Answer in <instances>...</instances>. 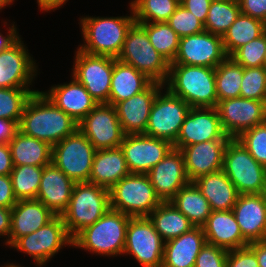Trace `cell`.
<instances>
[{"instance_id":"1","label":"cell","mask_w":266,"mask_h":267,"mask_svg":"<svg viewBox=\"0 0 266 267\" xmlns=\"http://www.w3.org/2000/svg\"><path fill=\"white\" fill-rule=\"evenodd\" d=\"M78 129V122L58 108L42 91L27 101L18 130L23 134L56 145Z\"/></svg>"},{"instance_id":"2","label":"cell","mask_w":266,"mask_h":267,"mask_svg":"<svg viewBox=\"0 0 266 267\" xmlns=\"http://www.w3.org/2000/svg\"><path fill=\"white\" fill-rule=\"evenodd\" d=\"M164 85L190 107L217 106L215 68L170 64L169 75Z\"/></svg>"},{"instance_id":"3","label":"cell","mask_w":266,"mask_h":267,"mask_svg":"<svg viewBox=\"0 0 266 267\" xmlns=\"http://www.w3.org/2000/svg\"><path fill=\"white\" fill-rule=\"evenodd\" d=\"M130 16L120 17H82L80 25L84 45L79 50L90 55L117 58L125 41L126 34L135 22L130 5Z\"/></svg>"},{"instance_id":"4","label":"cell","mask_w":266,"mask_h":267,"mask_svg":"<svg viewBox=\"0 0 266 267\" xmlns=\"http://www.w3.org/2000/svg\"><path fill=\"white\" fill-rule=\"evenodd\" d=\"M130 218L129 215L109 208L100 219L72 239V246L104 256L122 255Z\"/></svg>"},{"instance_id":"5","label":"cell","mask_w":266,"mask_h":267,"mask_svg":"<svg viewBox=\"0 0 266 267\" xmlns=\"http://www.w3.org/2000/svg\"><path fill=\"white\" fill-rule=\"evenodd\" d=\"M110 208L109 190L89 182L75 183L67 209L61 214L73 239L94 224Z\"/></svg>"},{"instance_id":"6","label":"cell","mask_w":266,"mask_h":267,"mask_svg":"<svg viewBox=\"0 0 266 267\" xmlns=\"http://www.w3.org/2000/svg\"><path fill=\"white\" fill-rule=\"evenodd\" d=\"M117 60L133 66L153 82L165 84L170 63L150 43L146 30L137 22L129 28Z\"/></svg>"},{"instance_id":"7","label":"cell","mask_w":266,"mask_h":267,"mask_svg":"<svg viewBox=\"0 0 266 267\" xmlns=\"http://www.w3.org/2000/svg\"><path fill=\"white\" fill-rule=\"evenodd\" d=\"M110 208L130 217H148L163 201L147 174L130 173L109 189Z\"/></svg>"},{"instance_id":"8","label":"cell","mask_w":266,"mask_h":267,"mask_svg":"<svg viewBox=\"0 0 266 267\" xmlns=\"http://www.w3.org/2000/svg\"><path fill=\"white\" fill-rule=\"evenodd\" d=\"M222 170L239 194L261 193L266 167L259 164L236 138H231L225 147Z\"/></svg>"},{"instance_id":"9","label":"cell","mask_w":266,"mask_h":267,"mask_svg":"<svg viewBox=\"0 0 266 267\" xmlns=\"http://www.w3.org/2000/svg\"><path fill=\"white\" fill-rule=\"evenodd\" d=\"M95 147L77 129L52 147L51 162L75 183L89 182Z\"/></svg>"},{"instance_id":"10","label":"cell","mask_w":266,"mask_h":267,"mask_svg":"<svg viewBox=\"0 0 266 267\" xmlns=\"http://www.w3.org/2000/svg\"><path fill=\"white\" fill-rule=\"evenodd\" d=\"M66 245L72 246L73 240L62 216L56 215L35 232L18 238L10 247L30 255L37 266H43Z\"/></svg>"},{"instance_id":"11","label":"cell","mask_w":266,"mask_h":267,"mask_svg":"<svg viewBox=\"0 0 266 267\" xmlns=\"http://www.w3.org/2000/svg\"><path fill=\"white\" fill-rule=\"evenodd\" d=\"M165 90V93L160 90L154 99L144 134L173 144L191 107L167 88Z\"/></svg>"},{"instance_id":"12","label":"cell","mask_w":266,"mask_h":267,"mask_svg":"<svg viewBox=\"0 0 266 267\" xmlns=\"http://www.w3.org/2000/svg\"><path fill=\"white\" fill-rule=\"evenodd\" d=\"M164 244L148 217L130 218L123 255H133L142 267H162Z\"/></svg>"},{"instance_id":"13","label":"cell","mask_w":266,"mask_h":267,"mask_svg":"<svg viewBox=\"0 0 266 267\" xmlns=\"http://www.w3.org/2000/svg\"><path fill=\"white\" fill-rule=\"evenodd\" d=\"M73 65V76L92 98L99 103H108L114 58L90 55L77 49Z\"/></svg>"},{"instance_id":"14","label":"cell","mask_w":266,"mask_h":267,"mask_svg":"<svg viewBox=\"0 0 266 267\" xmlns=\"http://www.w3.org/2000/svg\"><path fill=\"white\" fill-rule=\"evenodd\" d=\"M78 129L96 150L118 148L125 136L115 106L108 103L97 104L78 123Z\"/></svg>"},{"instance_id":"15","label":"cell","mask_w":266,"mask_h":267,"mask_svg":"<svg viewBox=\"0 0 266 267\" xmlns=\"http://www.w3.org/2000/svg\"><path fill=\"white\" fill-rule=\"evenodd\" d=\"M216 109L221 126L230 138H237L244 131L266 122V101L230 98L218 101Z\"/></svg>"},{"instance_id":"16","label":"cell","mask_w":266,"mask_h":267,"mask_svg":"<svg viewBox=\"0 0 266 267\" xmlns=\"http://www.w3.org/2000/svg\"><path fill=\"white\" fill-rule=\"evenodd\" d=\"M227 57L222 36L204 31L180 38L177 54L171 64L216 68Z\"/></svg>"},{"instance_id":"17","label":"cell","mask_w":266,"mask_h":267,"mask_svg":"<svg viewBox=\"0 0 266 267\" xmlns=\"http://www.w3.org/2000/svg\"><path fill=\"white\" fill-rule=\"evenodd\" d=\"M230 139L221 126L216 107H191L173 148L181 150L192 144Z\"/></svg>"},{"instance_id":"18","label":"cell","mask_w":266,"mask_h":267,"mask_svg":"<svg viewBox=\"0 0 266 267\" xmlns=\"http://www.w3.org/2000/svg\"><path fill=\"white\" fill-rule=\"evenodd\" d=\"M120 148L131 173L147 174L170 152L173 144L145 134H128L124 136Z\"/></svg>"},{"instance_id":"19","label":"cell","mask_w":266,"mask_h":267,"mask_svg":"<svg viewBox=\"0 0 266 267\" xmlns=\"http://www.w3.org/2000/svg\"><path fill=\"white\" fill-rule=\"evenodd\" d=\"M147 175L162 201H170L182 187L191 182L186 173L184 155L176 148H172Z\"/></svg>"},{"instance_id":"20","label":"cell","mask_w":266,"mask_h":267,"mask_svg":"<svg viewBox=\"0 0 266 267\" xmlns=\"http://www.w3.org/2000/svg\"><path fill=\"white\" fill-rule=\"evenodd\" d=\"M21 38L0 53V88H29L37 66Z\"/></svg>"},{"instance_id":"21","label":"cell","mask_w":266,"mask_h":267,"mask_svg":"<svg viewBox=\"0 0 266 267\" xmlns=\"http://www.w3.org/2000/svg\"><path fill=\"white\" fill-rule=\"evenodd\" d=\"M164 87L161 83L152 82L144 91L115 105L125 135L145 133L154 99Z\"/></svg>"},{"instance_id":"22","label":"cell","mask_w":266,"mask_h":267,"mask_svg":"<svg viewBox=\"0 0 266 267\" xmlns=\"http://www.w3.org/2000/svg\"><path fill=\"white\" fill-rule=\"evenodd\" d=\"M229 140H211L185 146V169L191 182L198 177L218 172L223 167L224 150Z\"/></svg>"},{"instance_id":"23","label":"cell","mask_w":266,"mask_h":267,"mask_svg":"<svg viewBox=\"0 0 266 267\" xmlns=\"http://www.w3.org/2000/svg\"><path fill=\"white\" fill-rule=\"evenodd\" d=\"M232 211L249 243L266 240V202L260 194H239Z\"/></svg>"},{"instance_id":"24","label":"cell","mask_w":266,"mask_h":267,"mask_svg":"<svg viewBox=\"0 0 266 267\" xmlns=\"http://www.w3.org/2000/svg\"><path fill=\"white\" fill-rule=\"evenodd\" d=\"M75 182L52 162L43 167L37 200L55 215H61L68 207Z\"/></svg>"},{"instance_id":"25","label":"cell","mask_w":266,"mask_h":267,"mask_svg":"<svg viewBox=\"0 0 266 267\" xmlns=\"http://www.w3.org/2000/svg\"><path fill=\"white\" fill-rule=\"evenodd\" d=\"M55 216L37 199L18 200L11 208V231L5 244L11 246L18 238L35 232Z\"/></svg>"},{"instance_id":"26","label":"cell","mask_w":266,"mask_h":267,"mask_svg":"<svg viewBox=\"0 0 266 267\" xmlns=\"http://www.w3.org/2000/svg\"><path fill=\"white\" fill-rule=\"evenodd\" d=\"M206 242L225 250L244 248L249 242L242 236L232 210L212 211L202 226Z\"/></svg>"},{"instance_id":"27","label":"cell","mask_w":266,"mask_h":267,"mask_svg":"<svg viewBox=\"0 0 266 267\" xmlns=\"http://www.w3.org/2000/svg\"><path fill=\"white\" fill-rule=\"evenodd\" d=\"M42 92L78 123L98 104L74 77L67 84L55 85L48 92Z\"/></svg>"},{"instance_id":"28","label":"cell","mask_w":266,"mask_h":267,"mask_svg":"<svg viewBox=\"0 0 266 267\" xmlns=\"http://www.w3.org/2000/svg\"><path fill=\"white\" fill-rule=\"evenodd\" d=\"M206 243L203 227L200 226L165 241L162 267H194L196 257Z\"/></svg>"},{"instance_id":"29","label":"cell","mask_w":266,"mask_h":267,"mask_svg":"<svg viewBox=\"0 0 266 267\" xmlns=\"http://www.w3.org/2000/svg\"><path fill=\"white\" fill-rule=\"evenodd\" d=\"M130 173L123 150L120 147L96 150L89 183L109 190Z\"/></svg>"},{"instance_id":"30","label":"cell","mask_w":266,"mask_h":267,"mask_svg":"<svg viewBox=\"0 0 266 267\" xmlns=\"http://www.w3.org/2000/svg\"><path fill=\"white\" fill-rule=\"evenodd\" d=\"M193 183L208 200L212 211L232 210L239 196L223 170L200 176Z\"/></svg>"},{"instance_id":"31","label":"cell","mask_w":266,"mask_h":267,"mask_svg":"<svg viewBox=\"0 0 266 267\" xmlns=\"http://www.w3.org/2000/svg\"><path fill=\"white\" fill-rule=\"evenodd\" d=\"M152 82L133 66L114 58L108 104L115 106L118 102L144 91Z\"/></svg>"},{"instance_id":"32","label":"cell","mask_w":266,"mask_h":267,"mask_svg":"<svg viewBox=\"0 0 266 267\" xmlns=\"http://www.w3.org/2000/svg\"><path fill=\"white\" fill-rule=\"evenodd\" d=\"M13 166L45 167L51 163L52 146L17 130L8 142Z\"/></svg>"},{"instance_id":"33","label":"cell","mask_w":266,"mask_h":267,"mask_svg":"<svg viewBox=\"0 0 266 267\" xmlns=\"http://www.w3.org/2000/svg\"><path fill=\"white\" fill-rule=\"evenodd\" d=\"M148 218L164 241L179 237L194 227L170 201H163Z\"/></svg>"},{"instance_id":"34","label":"cell","mask_w":266,"mask_h":267,"mask_svg":"<svg viewBox=\"0 0 266 267\" xmlns=\"http://www.w3.org/2000/svg\"><path fill=\"white\" fill-rule=\"evenodd\" d=\"M170 202H172L194 226L202 227L212 212L208 200L193 182L182 187Z\"/></svg>"},{"instance_id":"35","label":"cell","mask_w":266,"mask_h":267,"mask_svg":"<svg viewBox=\"0 0 266 267\" xmlns=\"http://www.w3.org/2000/svg\"><path fill=\"white\" fill-rule=\"evenodd\" d=\"M265 32V23L240 13L222 36L225 52L230 57L238 48L258 38Z\"/></svg>"},{"instance_id":"36","label":"cell","mask_w":266,"mask_h":267,"mask_svg":"<svg viewBox=\"0 0 266 267\" xmlns=\"http://www.w3.org/2000/svg\"><path fill=\"white\" fill-rule=\"evenodd\" d=\"M243 67L227 57L215 68L216 93L218 101L240 97Z\"/></svg>"},{"instance_id":"37","label":"cell","mask_w":266,"mask_h":267,"mask_svg":"<svg viewBox=\"0 0 266 267\" xmlns=\"http://www.w3.org/2000/svg\"><path fill=\"white\" fill-rule=\"evenodd\" d=\"M179 4L180 0H133L130 3L137 23L167 22Z\"/></svg>"},{"instance_id":"38","label":"cell","mask_w":266,"mask_h":267,"mask_svg":"<svg viewBox=\"0 0 266 267\" xmlns=\"http://www.w3.org/2000/svg\"><path fill=\"white\" fill-rule=\"evenodd\" d=\"M42 172L43 167L32 165L13 166L10 178L13 193L17 201L36 199Z\"/></svg>"},{"instance_id":"39","label":"cell","mask_w":266,"mask_h":267,"mask_svg":"<svg viewBox=\"0 0 266 267\" xmlns=\"http://www.w3.org/2000/svg\"><path fill=\"white\" fill-rule=\"evenodd\" d=\"M149 37L150 43L170 64L173 62L179 46V35L167 24L139 23Z\"/></svg>"},{"instance_id":"40","label":"cell","mask_w":266,"mask_h":267,"mask_svg":"<svg viewBox=\"0 0 266 267\" xmlns=\"http://www.w3.org/2000/svg\"><path fill=\"white\" fill-rule=\"evenodd\" d=\"M240 13L238 1L213 0L204 24L205 31L223 36Z\"/></svg>"},{"instance_id":"41","label":"cell","mask_w":266,"mask_h":267,"mask_svg":"<svg viewBox=\"0 0 266 267\" xmlns=\"http://www.w3.org/2000/svg\"><path fill=\"white\" fill-rule=\"evenodd\" d=\"M36 92L30 88H0V118L19 125L27 101Z\"/></svg>"},{"instance_id":"42","label":"cell","mask_w":266,"mask_h":267,"mask_svg":"<svg viewBox=\"0 0 266 267\" xmlns=\"http://www.w3.org/2000/svg\"><path fill=\"white\" fill-rule=\"evenodd\" d=\"M240 97L266 101V69L263 66L243 68Z\"/></svg>"},{"instance_id":"43","label":"cell","mask_w":266,"mask_h":267,"mask_svg":"<svg viewBox=\"0 0 266 267\" xmlns=\"http://www.w3.org/2000/svg\"><path fill=\"white\" fill-rule=\"evenodd\" d=\"M266 53V31L238 48L230 57L243 68L261 67Z\"/></svg>"},{"instance_id":"44","label":"cell","mask_w":266,"mask_h":267,"mask_svg":"<svg viewBox=\"0 0 266 267\" xmlns=\"http://www.w3.org/2000/svg\"><path fill=\"white\" fill-rule=\"evenodd\" d=\"M236 139L259 164L266 167V122L244 131Z\"/></svg>"},{"instance_id":"45","label":"cell","mask_w":266,"mask_h":267,"mask_svg":"<svg viewBox=\"0 0 266 267\" xmlns=\"http://www.w3.org/2000/svg\"><path fill=\"white\" fill-rule=\"evenodd\" d=\"M167 24L180 38L205 31L204 24L181 4L167 20Z\"/></svg>"},{"instance_id":"46","label":"cell","mask_w":266,"mask_h":267,"mask_svg":"<svg viewBox=\"0 0 266 267\" xmlns=\"http://www.w3.org/2000/svg\"><path fill=\"white\" fill-rule=\"evenodd\" d=\"M228 250L206 243L198 256L194 267H226Z\"/></svg>"},{"instance_id":"47","label":"cell","mask_w":266,"mask_h":267,"mask_svg":"<svg viewBox=\"0 0 266 267\" xmlns=\"http://www.w3.org/2000/svg\"><path fill=\"white\" fill-rule=\"evenodd\" d=\"M226 267H259L255 253L248 247L229 250Z\"/></svg>"},{"instance_id":"48","label":"cell","mask_w":266,"mask_h":267,"mask_svg":"<svg viewBox=\"0 0 266 267\" xmlns=\"http://www.w3.org/2000/svg\"><path fill=\"white\" fill-rule=\"evenodd\" d=\"M241 13L266 21V0H238Z\"/></svg>"},{"instance_id":"49","label":"cell","mask_w":266,"mask_h":267,"mask_svg":"<svg viewBox=\"0 0 266 267\" xmlns=\"http://www.w3.org/2000/svg\"><path fill=\"white\" fill-rule=\"evenodd\" d=\"M16 203L10 175H0V207L12 208Z\"/></svg>"},{"instance_id":"50","label":"cell","mask_w":266,"mask_h":267,"mask_svg":"<svg viewBox=\"0 0 266 267\" xmlns=\"http://www.w3.org/2000/svg\"><path fill=\"white\" fill-rule=\"evenodd\" d=\"M213 0H180V4L205 24Z\"/></svg>"},{"instance_id":"51","label":"cell","mask_w":266,"mask_h":267,"mask_svg":"<svg viewBox=\"0 0 266 267\" xmlns=\"http://www.w3.org/2000/svg\"><path fill=\"white\" fill-rule=\"evenodd\" d=\"M13 170L11 150L8 143L0 144V175H10Z\"/></svg>"},{"instance_id":"52","label":"cell","mask_w":266,"mask_h":267,"mask_svg":"<svg viewBox=\"0 0 266 267\" xmlns=\"http://www.w3.org/2000/svg\"><path fill=\"white\" fill-rule=\"evenodd\" d=\"M17 130L15 122L0 118V144L8 143Z\"/></svg>"},{"instance_id":"53","label":"cell","mask_w":266,"mask_h":267,"mask_svg":"<svg viewBox=\"0 0 266 267\" xmlns=\"http://www.w3.org/2000/svg\"><path fill=\"white\" fill-rule=\"evenodd\" d=\"M11 231V208L0 207V236H8Z\"/></svg>"},{"instance_id":"54","label":"cell","mask_w":266,"mask_h":267,"mask_svg":"<svg viewBox=\"0 0 266 267\" xmlns=\"http://www.w3.org/2000/svg\"><path fill=\"white\" fill-rule=\"evenodd\" d=\"M7 33L8 34L6 35V37L2 36V34L0 33V53L10 48L20 39L14 24H12L11 28L9 27Z\"/></svg>"},{"instance_id":"55","label":"cell","mask_w":266,"mask_h":267,"mask_svg":"<svg viewBox=\"0 0 266 267\" xmlns=\"http://www.w3.org/2000/svg\"><path fill=\"white\" fill-rule=\"evenodd\" d=\"M248 247L255 253L259 267H266V240L251 242Z\"/></svg>"},{"instance_id":"56","label":"cell","mask_w":266,"mask_h":267,"mask_svg":"<svg viewBox=\"0 0 266 267\" xmlns=\"http://www.w3.org/2000/svg\"><path fill=\"white\" fill-rule=\"evenodd\" d=\"M67 0H37L40 10L46 12L60 8Z\"/></svg>"},{"instance_id":"57","label":"cell","mask_w":266,"mask_h":267,"mask_svg":"<svg viewBox=\"0 0 266 267\" xmlns=\"http://www.w3.org/2000/svg\"><path fill=\"white\" fill-rule=\"evenodd\" d=\"M13 1L14 0H0V10L6 7V5H11Z\"/></svg>"},{"instance_id":"58","label":"cell","mask_w":266,"mask_h":267,"mask_svg":"<svg viewBox=\"0 0 266 267\" xmlns=\"http://www.w3.org/2000/svg\"><path fill=\"white\" fill-rule=\"evenodd\" d=\"M260 195L262 196V198L266 202V175H265L264 184H263V188H262Z\"/></svg>"},{"instance_id":"59","label":"cell","mask_w":266,"mask_h":267,"mask_svg":"<svg viewBox=\"0 0 266 267\" xmlns=\"http://www.w3.org/2000/svg\"><path fill=\"white\" fill-rule=\"evenodd\" d=\"M8 267H22V266H20V265H16V263H15V264H13V263L9 264V263H8ZM23 267H24V266H23Z\"/></svg>"},{"instance_id":"60","label":"cell","mask_w":266,"mask_h":267,"mask_svg":"<svg viewBox=\"0 0 266 267\" xmlns=\"http://www.w3.org/2000/svg\"><path fill=\"white\" fill-rule=\"evenodd\" d=\"M263 67L266 69V53H265V57H264Z\"/></svg>"},{"instance_id":"61","label":"cell","mask_w":266,"mask_h":267,"mask_svg":"<svg viewBox=\"0 0 266 267\" xmlns=\"http://www.w3.org/2000/svg\"><path fill=\"white\" fill-rule=\"evenodd\" d=\"M218 1H238V0H218Z\"/></svg>"}]
</instances>
